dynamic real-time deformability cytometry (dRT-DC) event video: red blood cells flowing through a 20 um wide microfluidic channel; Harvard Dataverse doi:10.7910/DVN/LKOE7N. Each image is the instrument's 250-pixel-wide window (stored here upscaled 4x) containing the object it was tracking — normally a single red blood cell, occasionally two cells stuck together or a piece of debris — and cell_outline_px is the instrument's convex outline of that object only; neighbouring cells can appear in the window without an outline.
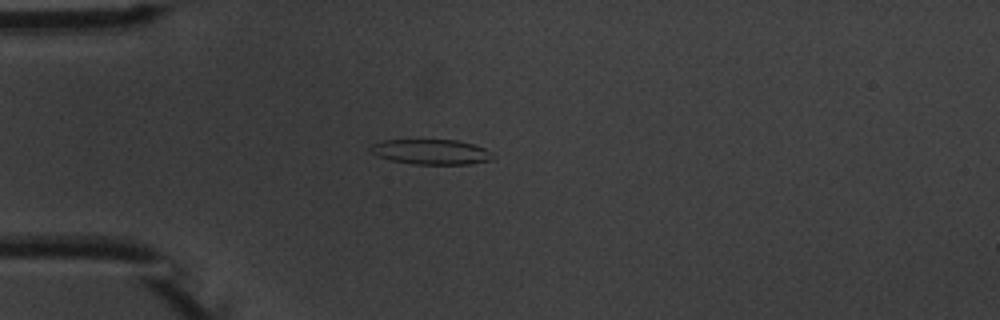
{"species": "common noctule bat (a hibernating species)", "species_latin": "Nyctalus noctula", "temperature_condition": "warm", "stored_images_in_passage": 5, "camera_frame_rate_fps": 3000, "um_per_image_px": 0.085, "animal": {"sex": "male", "body_mass_g": 20.1, "forearm_length_mm": 53.5}, "frame": {"image": 1, "passage_image": 4, "time_ms": 4.333, "image_size_px": [1000, 320], "cell_outline_px": [[492, 160], [468, 164], [416, 164], [392, 160], [380, 156], [372, 152], [368, 148], [372, 144], [384, 140], [456, 140], [472, 144], [484, 148], [492, 152]], "centroid_in_image_um": [36.66, 12.9], "position_along_channel_um": 48.3, "area_um2": 17.63}}